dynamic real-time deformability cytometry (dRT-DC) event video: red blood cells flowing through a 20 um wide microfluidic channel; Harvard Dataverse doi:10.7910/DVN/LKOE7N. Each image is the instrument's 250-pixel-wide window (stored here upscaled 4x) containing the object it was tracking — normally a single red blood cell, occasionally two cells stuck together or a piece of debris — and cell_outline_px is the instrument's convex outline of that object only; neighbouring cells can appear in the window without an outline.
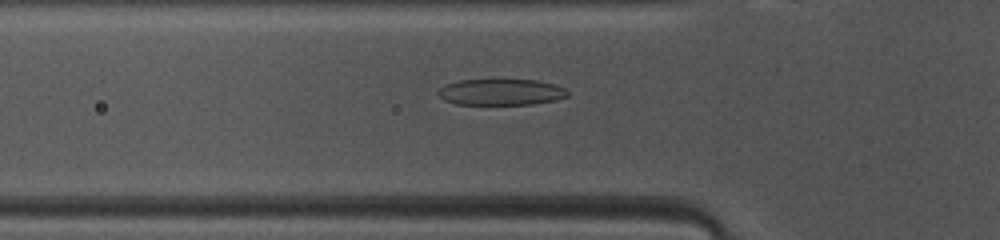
{"species": "common noctule bat (a hibernating species)", "species_latin": "Nyctalus noctula", "temperature_condition": "warm", "stored_images_in_passage": 47, "camera_frame_rate_fps": 3000, "um_per_image_px": 0.085, "animal": {"sex": "female", "body_mass_g": 10.0, "forearm_length_mm": 53.1}, "frame": {"image": 1, "passage_image": 14, "time_ms": 4.333, "image_size_px": [1000, 240], "cell_outline_px": [[568, 96], [556, 100], [532, 104], [456, 104], [444, 100], [436, 92], [440, 88], [448, 84], [460, 80], [536, 80], [556, 84], [564, 88], [568, 92]], "centroid_in_image_um": [42.61, 7.83], "position_along_channel_um": 83.2, "area_um2": 19.65}}
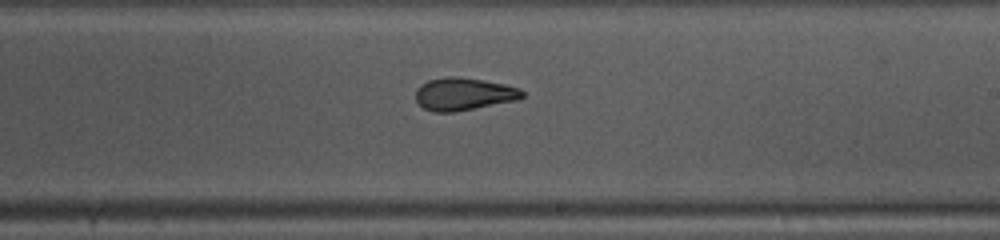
{"frame": {"image": 2, "passage_image": 26, "time_ms": 8.333, "image_size_px": [1000, 240], "cell_outline_px": [[524, 96], [516, 100], [452, 112], [436, 112], [424, 108], [416, 100], [416, 88], [420, 84], [428, 80], [444, 76], [456, 76], [484, 80], [504, 84], [520, 88], [524, 92]], "centroid_in_image_um": [39.39, 7.97], "position_along_channel_um": 249.6, "area_um2": 20.17}}
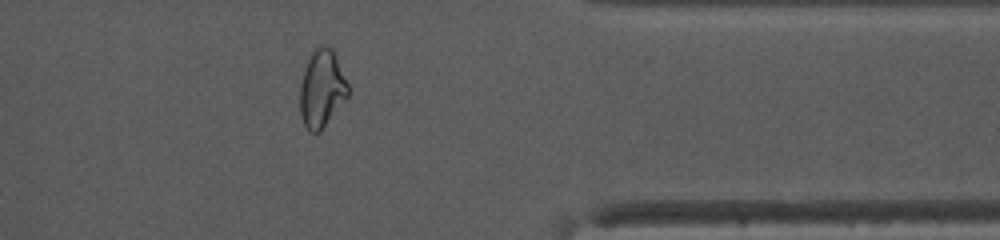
{"frame": {"image": 3, "passage_image": 37, "time_ms": 12.0, "image_size_px": [1000, 240], "cell_outline_px": [[348, 96], [320, 132], [308, 132], [300, 116], [300, 84], [312, 48], [320, 44], [324, 44], [332, 48], [336, 56], [348, 84]], "centroid_in_image_um": [27.34, 7.52], "position_along_channel_um": 384.1, "area_um2": 21.79}, "authors_computed_cell_mechanics": {"area_um2": 21.5594, "velocity_mm_per_s": 4.1329, "shape_relaxation_time_tau1_ms": 8.1616, "shape_relaxation_time_tau2_ms": 2.3264, "deformation_change_tau1": 0.2734, "deformation_change_tau2": 0.0789}}